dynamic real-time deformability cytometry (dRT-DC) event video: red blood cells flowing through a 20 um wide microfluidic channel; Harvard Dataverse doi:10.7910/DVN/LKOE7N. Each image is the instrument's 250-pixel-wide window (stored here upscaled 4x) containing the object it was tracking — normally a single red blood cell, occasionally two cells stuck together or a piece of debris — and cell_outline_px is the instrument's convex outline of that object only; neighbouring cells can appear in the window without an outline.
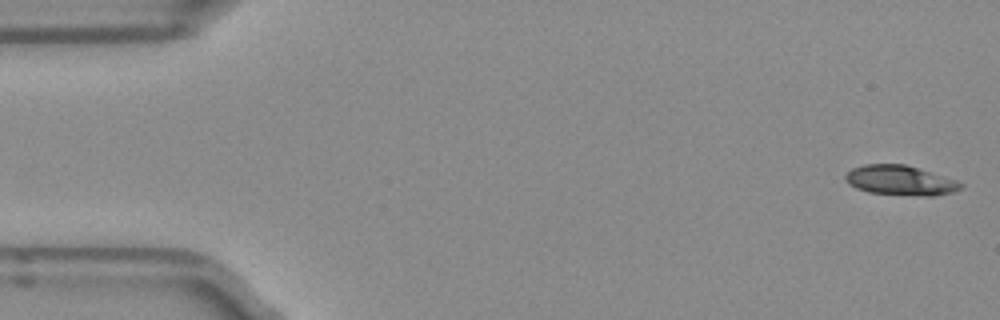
{"species": "Egyptian fruit bat (a non-hibernating species)", "species_latin": "Rousettus aegyptiacus", "temperature_condition": "room temperature", "stored_images_in_passage": 13, "camera_frame_rate_fps": 3000, "um_per_image_px": 0.085, "frame": {"image": 1, "passage_image": 1, "time_ms": 0.0, "image_size_px": [1000, 320], "cell_outline_px": [[964, 188], [952, 192], [936, 196], [920, 196], [868, 192], [856, 188], [848, 184], [844, 180], [844, 176], [852, 168], [864, 164], [904, 164], [956, 180], [964, 184]], "centroid_in_image_um": [76.52, 15.34], "position_along_channel_um": 8.5, "area_um2": 20.06}}
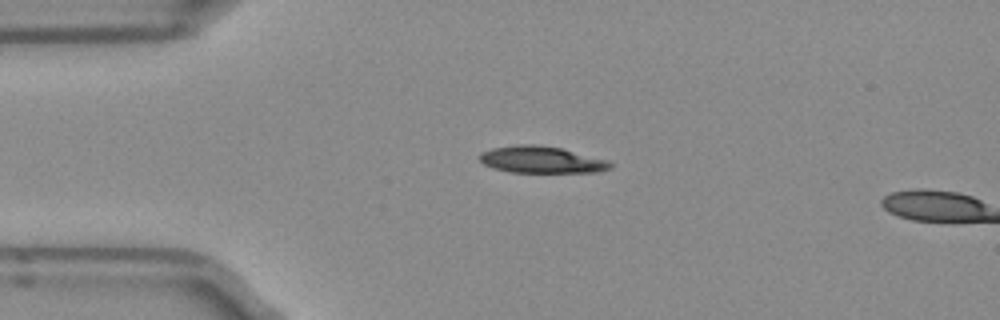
{"frame": {"image": 2, "passage_image": 11, "time_ms": 3.333, "image_size_px": [1000, 320], "cell_outline_px": [[612, 168], [592, 172], [508, 172], [492, 168], [484, 164], [480, 160], [480, 152], [492, 148], [516, 144], [536, 144], [560, 148], [608, 160], [612, 164]], "centroid_in_image_um": [45.98, 13.57], "position_along_channel_um": 39.0, "area_um2": 20.35}}